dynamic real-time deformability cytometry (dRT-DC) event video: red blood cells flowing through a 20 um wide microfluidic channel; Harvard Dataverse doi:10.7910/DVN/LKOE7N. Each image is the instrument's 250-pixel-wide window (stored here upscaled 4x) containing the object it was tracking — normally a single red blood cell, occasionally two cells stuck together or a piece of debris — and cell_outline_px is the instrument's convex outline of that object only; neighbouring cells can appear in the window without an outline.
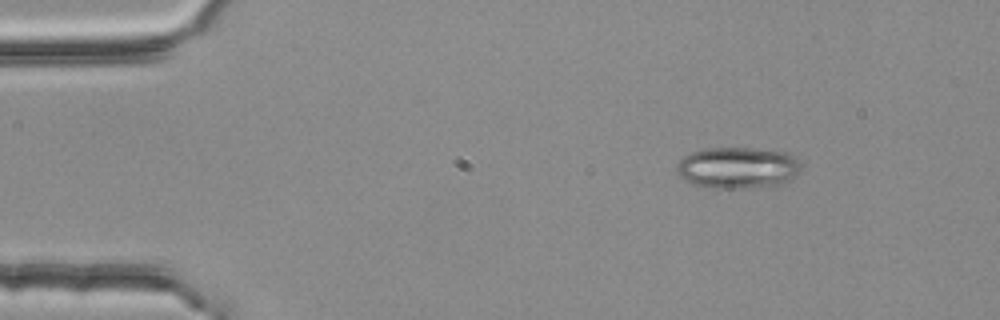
{"species": "common noctule bat (a hibernating species)", "species_latin": "Nyctalus noctula", "temperature_condition": "room temperature", "stored_images_in_passage": 3, "camera_frame_rate_fps": 3000, "um_per_image_px": 0.085, "animal": {"sex": "female", "body_mass_g": 25.1}, "frame": {"image": 1, "passage_image": 1, "time_ms": 0.0, "image_size_px": [1000, 320], "cell_outline_px": [[800, 168], [788, 180], [780, 184], [740, 188], [712, 188], [692, 184], [684, 180], [680, 176], [676, 168], [676, 164], [684, 156], [692, 152], [708, 148], [752, 148], [788, 152], [796, 156], [800, 164]], "centroid_in_image_um": [62.67, 14.24], "position_along_channel_um": 22.3, "area_um2": 29.82}}